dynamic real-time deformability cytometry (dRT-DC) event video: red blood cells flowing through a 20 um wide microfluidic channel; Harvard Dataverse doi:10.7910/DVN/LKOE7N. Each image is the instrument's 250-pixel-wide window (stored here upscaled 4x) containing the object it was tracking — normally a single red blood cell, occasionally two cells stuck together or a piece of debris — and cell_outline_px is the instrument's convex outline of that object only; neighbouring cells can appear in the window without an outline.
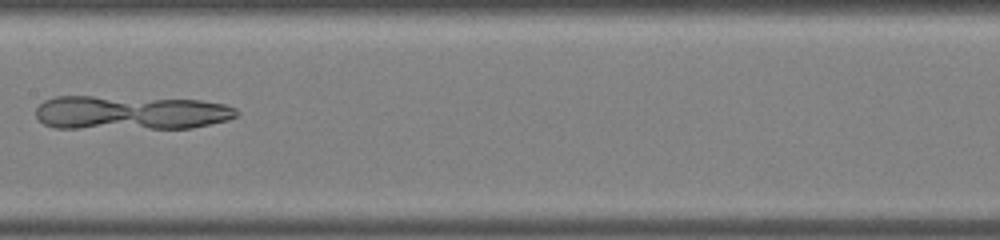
{"species": "common noctule bat (a hibernating species)", "species_latin": "Nyctalus noctula", "temperature_condition": "warm", "stored_images_in_passage": 23, "camera_frame_rate_fps": 3000, "um_per_image_px": 0.085, "animal": {"sex": "male", "body_mass_g": 19.0, "forearm_length_mm": 50.8}, "frame": {"image": 1, "passage_image": 17, "time_ms": 5.333, "image_size_px": [1000, 240], "cell_outline_px": [[240, 112], [236, 116], [228, 120], [192, 128], [56, 128], [44, 124], [36, 116], [36, 108], [44, 100], [56, 96], [92, 96], [200, 100], [224, 104], [236, 108]], "centroid_in_image_um": [11.11, 9.57], "position_along_channel_um": 196.3, "area_um2": 40.0}}
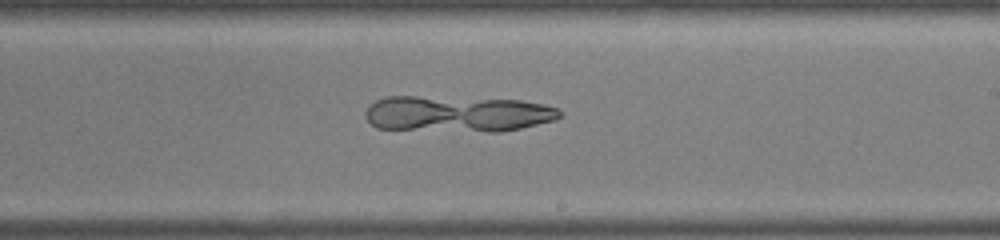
{"frame": {"image": 2, "passage_image": 20, "time_ms": 6.333, "image_size_px": [1000, 240], "cell_outline_px": [[560, 116], [556, 120], [520, 128], [500, 132], [488, 132], [376, 128], [364, 116], [364, 112], [368, 104], [384, 96], [416, 96], [520, 100], [544, 104], [560, 108]], "centroid_in_image_um": [38.86, 9.67], "position_along_channel_um": 250.1, "area_um2": 41.21}}